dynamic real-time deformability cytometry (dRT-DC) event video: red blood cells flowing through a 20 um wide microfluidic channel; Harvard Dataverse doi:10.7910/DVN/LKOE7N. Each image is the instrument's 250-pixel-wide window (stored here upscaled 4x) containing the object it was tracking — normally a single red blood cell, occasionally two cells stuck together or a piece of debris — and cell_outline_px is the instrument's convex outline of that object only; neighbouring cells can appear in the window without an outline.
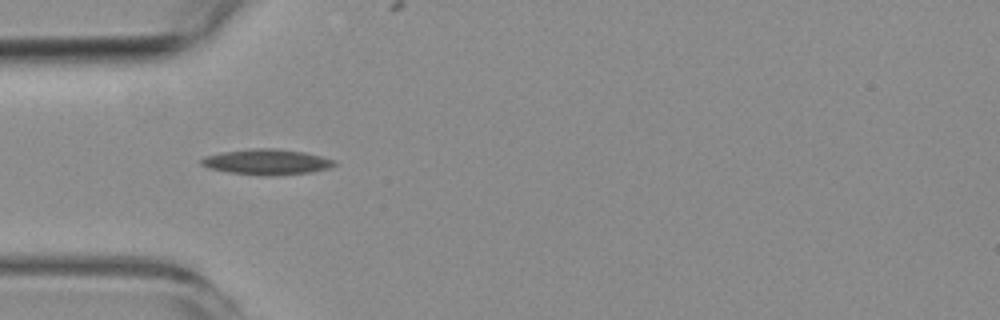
{"species": "common noctule bat (a hibernating species)", "species_latin": "Nyctalus noctula", "temperature_condition": "room temperature", "stored_images_in_passage": 2, "camera_frame_rate_fps": 3000, "um_per_image_px": 0.085, "animal": {"sex": "female", "body_mass_g": 19.3, "forearm_length_mm": 54.1}, "frame": {"image": 1, "passage_image": 1, "time_ms": 0.0, "image_size_px": [1000, 320], "cell_outline_px": [[336, 164], [332, 168], [308, 172], [272, 176], [264, 176], [228, 172], [208, 168], [200, 164], [200, 160], [204, 156], [224, 152], [252, 148], [276, 148], [304, 152], [336, 160]], "centroid_in_image_um": [22.68, 13.76], "position_along_channel_um": 62.3, "area_um2": 19.88}}
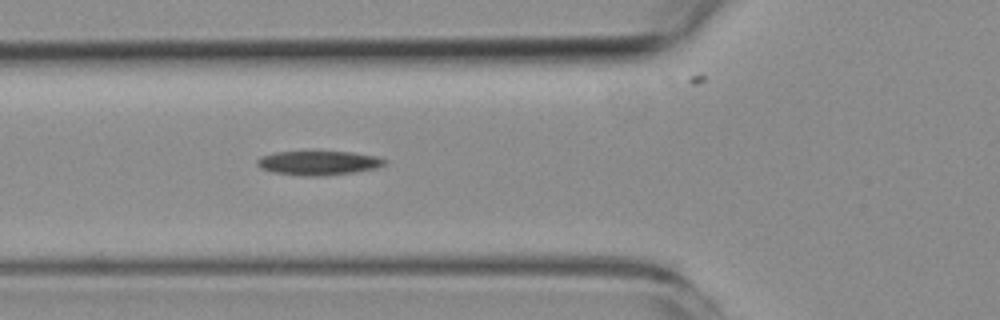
{"frame": {"image": 2, "passage_image": 2, "time_ms": 1.0, "image_size_px": [1000, 320], "cell_outline_px": [[388, 164], [376, 168], [356, 172], [324, 176], [304, 176], [272, 172], [260, 168], [256, 164], [256, 160], [260, 156], [276, 152], [352, 152], [376, 156], [388, 160]], "centroid_in_image_um": [27.09, 13.86], "position_along_channel_um": 98.7, "area_um2": 18.15}}